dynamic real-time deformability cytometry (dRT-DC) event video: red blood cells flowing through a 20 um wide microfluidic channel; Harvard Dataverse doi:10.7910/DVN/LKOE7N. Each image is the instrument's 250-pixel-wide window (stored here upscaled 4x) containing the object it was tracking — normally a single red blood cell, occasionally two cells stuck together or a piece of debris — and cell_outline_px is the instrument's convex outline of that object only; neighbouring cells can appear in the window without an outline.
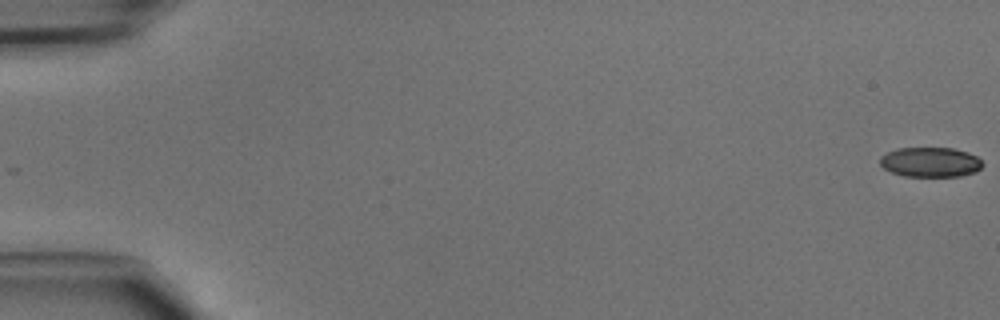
{"species": "common noctule bat (a hibernating species)", "species_latin": "Nyctalus noctula", "temperature_condition": "cold", "stored_images_in_passage": 48, "camera_frame_rate_fps": 3000, "um_per_image_px": 0.085, "animal": {"sex": "male", "body_mass_g": 15.6}, "frame": {"image": 1, "passage_image": 1, "time_ms": 0.0, "image_size_px": [1000, 320], "cell_outline_px": [[984, 164], [976, 172], [960, 176], [904, 176], [892, 172], [884, 168], [880, 164], [880, 156], [896, 148], [952, 148], [968, 152], [976, 156]], "centroid_in_image_um": [79.08, 13.78], "position_along_channel_um": 5.9, "area_um2": 17.8}}
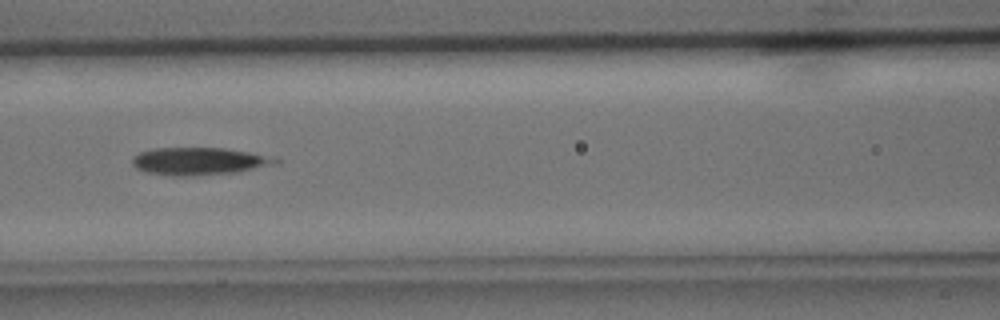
{"frame": {"image": 2, "passage_image": 22, "time_ms": 7.0, "image_size_px": [1000, 320], "cell_outline_px": [[280, 164], [236, 172], [192, 176], [172, 176], [148, 172], [136, 168], [132, 164], [132, 156], [140, 152], [156, 148], [224, 148], [280, 156]], "centroid_in_image_um": [17.04, 13.7], "position_along_channel_um": 149.6, "area_um2": 23.41}}
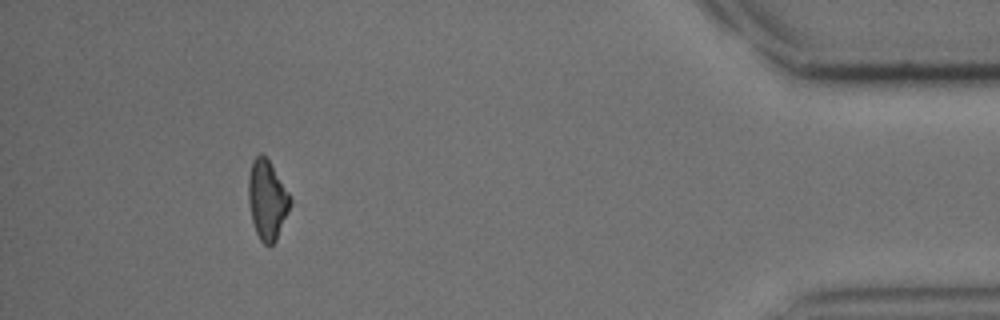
{"frame": {"image": 3, "passage_image": 44, "time_ms": 14.333, "image_size_px": [1000, 320], "cell_outline_px": [[292, 204], [276, 240], [272, 244], [264, 244], [260, 240], [256, 232], [252, 220], [248, 200], [248, 176], [252, 160], [260, 152], [268, 160], [288, 192], [292, 200]], "centroid_in_image_um": [22.7, 16.98], "position_along_channel_um": 412.5, "area_um2": 19.19}}